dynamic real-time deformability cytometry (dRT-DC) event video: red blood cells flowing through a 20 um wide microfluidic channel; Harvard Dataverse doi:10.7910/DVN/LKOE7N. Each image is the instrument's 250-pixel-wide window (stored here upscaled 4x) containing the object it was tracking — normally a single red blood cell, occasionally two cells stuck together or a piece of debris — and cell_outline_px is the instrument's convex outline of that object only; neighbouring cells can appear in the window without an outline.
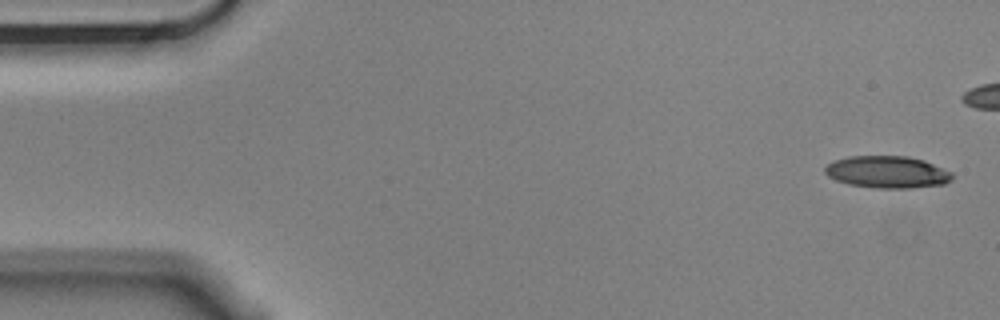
{"species": "Egyptian fruit bat (a non-hibernating species)", "species_latin": "Rousettus aegyptiacus", "temperature_condition": "cold", "stored_images_in_passage": 4, "camera_frame_rate_fps": 3000, "um_per_image_px": 0.085, "animal": {"sex": "male"}, "frame": {"image": 1, "passage_image": 1, "time_ms": 0.0, "image_size_px": [1000, 320], "cell_outline_px": [[952, 180], [944, 184], [908, 188], [876, 188], [848, 184], [836, 180], [828, 176], [824, 172], [824, 168], [828, 164], [836, 160], [848, 156], [908, 156], [924, 160], [952, 172]], "centroid_in_image_um": [75.42, 14.62], "position_along_channel_um": 9.6, "area_um2": 23.76}}